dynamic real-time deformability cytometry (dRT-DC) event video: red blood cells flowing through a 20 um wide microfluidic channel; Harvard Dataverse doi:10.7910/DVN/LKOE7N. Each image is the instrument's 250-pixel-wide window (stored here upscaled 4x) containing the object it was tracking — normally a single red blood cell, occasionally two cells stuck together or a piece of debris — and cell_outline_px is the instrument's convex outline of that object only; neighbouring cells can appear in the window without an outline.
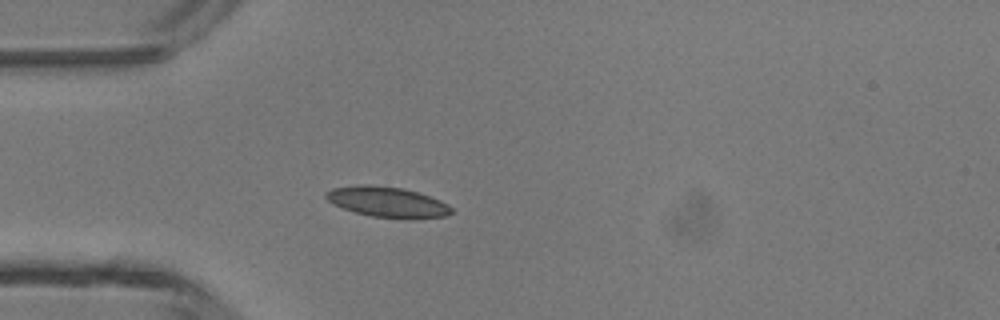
{"species": "common noctule bat (a hibernating species)", "species_latin": "Nyctalus noctula", "temperature_condition": "room temperature", "stored_images_in_passage": 35, "camera_frame_rate_fps": 3000, "um_per_image_px": 0.085, "animal": {"sex": "male", "body_mass_g": 13.3}, "frame": {"image": 1, "passage_image": 1, "time_ms": 0.0, "image_size_px": [1000, 320], "cell_outline_px": [[452, 212], [444, 216], [372, 216], [356, 212], [344, 208], [328, 200], [324, 196], [324, 192], [332, 188], [360, 184], [368, 184], [404, 188], [440, 200], [448, 204], [452, 208]], "centroid_in_image_um": [32.85, 17.11], "position_along_channel_um": 52.2, "area_um2": 21.27}}
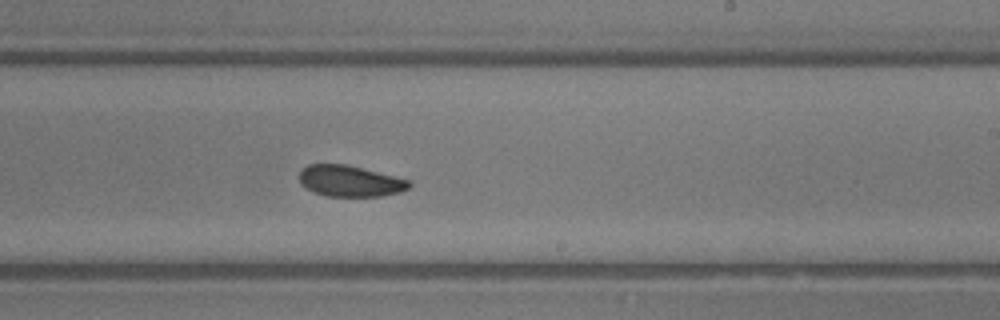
{"frame": {"image": 2, "passage_image": 16, "time_ms": 5.0, "image_size_px": [1000, 320], "cell_outline_px": [[412, 184], [408, 188], [400, 192], [384, 196], [328, 196], [312, 192], [304, 188], [300, 184], [300, 172], [308, 164], [344, 164], [412, 180]], "centroid_in_image_um": [29.76, 15.4], "position_along_channel_um": 259.2, "area_um2": 20.0}}
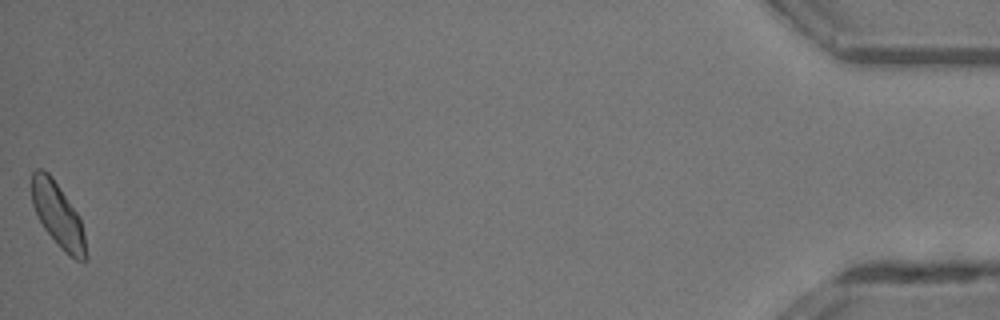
{"frame": {"image": 3, "passage_image": 35, "time_ms": 11.333, "image_size_px": [1000, 320], "cell_outline_px": [[88, 256], [84, 260], [76, 260], [64, 252], [60, 248], [44, 228], [32, 204], [32, 172], [36, 168], [40, 168], [48, 172], [52, 176], [80, 216], [84, 232]], "centroid_in_image_um": [4.95, 18.28], "position_along_channel_um": 430.3, "area_um2": 20.35}, "authors_computed_cell_mechanics": {"area_um2": 20.3456, "velocity_mm_per_s": 4.3279, "shape_relaxation_time_tau1_ms": 2.0166, "shape_relaxation_time_tau2_ms": 8.2874, "deformation_change_tau1": 0.072, "deformation_change_tau2": 0.1109}}